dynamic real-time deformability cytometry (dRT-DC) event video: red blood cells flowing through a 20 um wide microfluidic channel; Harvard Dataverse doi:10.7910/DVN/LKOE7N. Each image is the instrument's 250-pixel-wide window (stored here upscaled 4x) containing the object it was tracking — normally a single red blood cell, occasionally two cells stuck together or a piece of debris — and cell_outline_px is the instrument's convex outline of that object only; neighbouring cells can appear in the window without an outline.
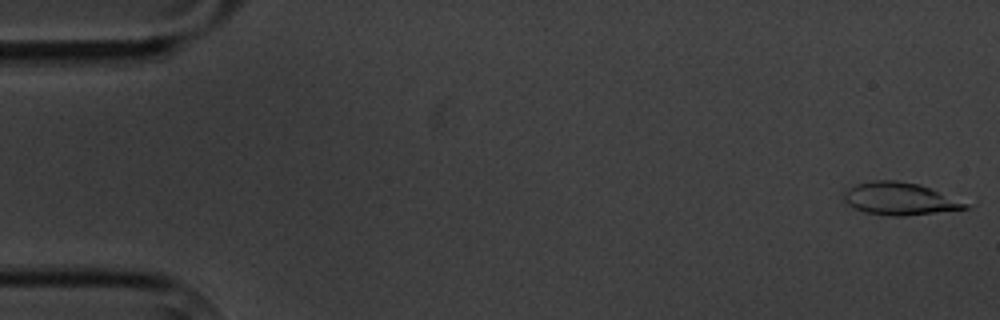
{"species": "common noctule bat (a hibernating species)", "species_latin": "Nyctalus noctula", "temperature_condition": "cold", "stored_images_in_passage": 5, "camera_frame_rate_fps": 3000, "um_per_image_px": 0.085, "animal": {"sex": "male", "body_mass_g": 20.1, "forearm_length_mm": 53.5}, "frame": {"image": 1, "passage_image": 1, "time_ms": 0.0, "image_size_px": [1000, 320], "cell_outline_px": [[968, 208], [904, 216], [896, 216], [864, 212], [848, 204], [844, 200], [844, 192], [848, 188], [856, 184], [876, 180], [896, 180], [920, 184], [968, 204]], "centroid_in_image_um": [76.43, 16.88], "position_along_channel_um": 8.6, "area_um2": 22.48}}